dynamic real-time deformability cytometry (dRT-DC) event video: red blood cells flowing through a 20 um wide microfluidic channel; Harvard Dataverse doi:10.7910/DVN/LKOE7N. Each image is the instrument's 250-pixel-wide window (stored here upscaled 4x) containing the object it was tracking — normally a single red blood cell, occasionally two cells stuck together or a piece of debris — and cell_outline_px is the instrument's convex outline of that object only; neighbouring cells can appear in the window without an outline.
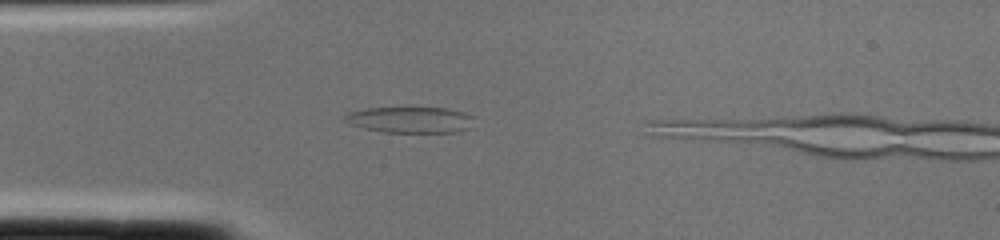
{"species": "common noctule bat (a hibernating species)", "species_latin": "Nyctalus noctula", "temperature_condition": "cold", "stored_images_in_passage": 2, "camera_frame_rate_fps": 3000, "um_per_image_px": 0.085, "animal": {"sex": "female", "body_mass_g": 22.0, "forearm_length_mm": 56.7}, "frame": {"image": 1, "passage_image": 1, "time_ms": 0.0, "image_size_px": [1000, 240], "cell_outline_px": [[476, 116], [472, 128], [456, 132], [384, 132], [364, 128], [352, 124], [344, 120], [340, 116], [348, 112], [364, 108], [448, 108], [464, 112]], "centroid_in_image_um": [34.92, 10.18], "position_along_channel_um": 50.1, "area_um2": 19.94}}